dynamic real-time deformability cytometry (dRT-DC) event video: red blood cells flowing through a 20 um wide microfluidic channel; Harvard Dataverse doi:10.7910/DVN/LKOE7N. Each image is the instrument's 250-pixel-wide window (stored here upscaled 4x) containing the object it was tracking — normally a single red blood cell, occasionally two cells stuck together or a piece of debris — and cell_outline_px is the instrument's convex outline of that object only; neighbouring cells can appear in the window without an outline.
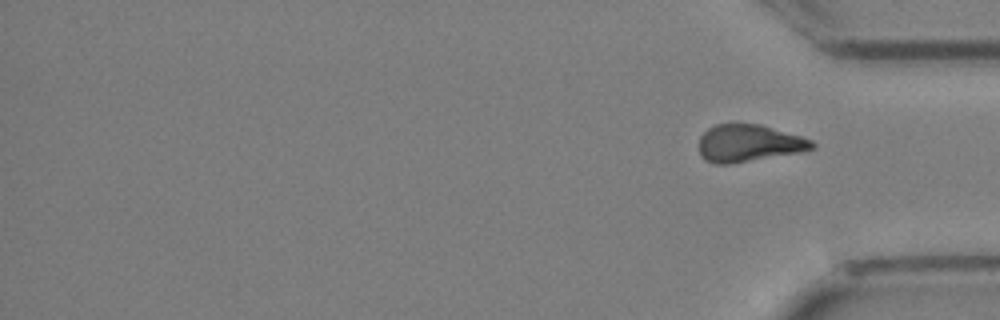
{"species": "Egyptian fruit bat (a non-hibernating species)", "species_latin": "Rousettus aegyptiacus", "temperature_condition": "cold", "stored_images_in_passage": 34, "segment_of_instrument_passage": [2, 2], "camera_frame_rate_fps": 3000, "um_per_image_px": 0.085, "animal": {"sex": "female"}, "frame": {"image": 1, "passage_image": 34, "time_ms": 11.0, "image_size_px": [1000, 320], "cell_outline_px": [[816, 144], [812, 148], [800, 152], [732, 164], [712, 164], [704, 160], [700, 156], [700, 136], [708, 128], [716, 124], [736, 120], [760, 124], [800, 136], [812, 140]], "centroid_in_image_um": [63.59, 12.14], "position_along_channel_um": 371.6, "area_um2": 25.14}}